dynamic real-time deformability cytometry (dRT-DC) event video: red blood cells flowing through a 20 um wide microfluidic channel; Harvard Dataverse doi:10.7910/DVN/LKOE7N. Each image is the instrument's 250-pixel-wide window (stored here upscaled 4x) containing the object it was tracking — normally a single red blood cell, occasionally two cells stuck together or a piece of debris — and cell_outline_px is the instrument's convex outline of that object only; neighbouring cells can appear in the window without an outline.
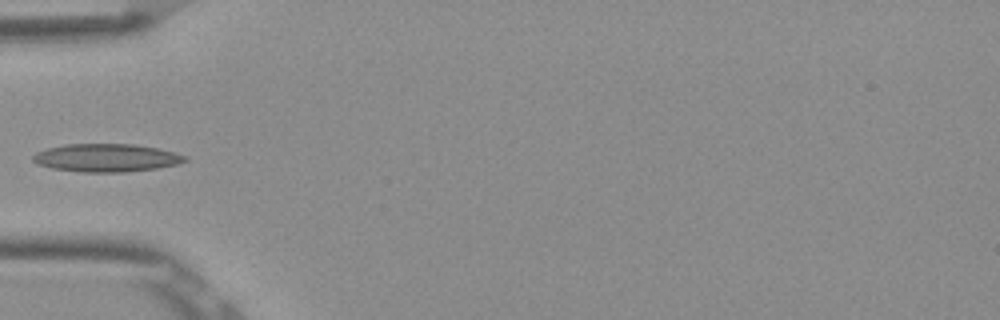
{"species": "Egyptian fruit bat (a non-hibernating species)", "species_latin": "Rousettus aegyptiacus", "temperature_condition": "room temperature", "stored_images_in_passage": 5, "camera_frame_rate_fps": 3000, "um_per_image_px": 0.085, "frame": {"image": 1, "passage_image": 4, "time_ms": 1.0, "image_size_px": [1000, 320], "cell_outline_px": [[188, 160], [176, 164], [156, 168], [124, 172], [84, 172], [52, 168], [36, 164], [32, 160], [32, 156], [36, 152], [48, 148], [64, 144], [132, 144], [156, 148], [176, 152], [184, 156]], "centroid_in_image_um": [9.0, 13.41], "position_along_channel_um": 76.0, "area_um2": 24.68}}
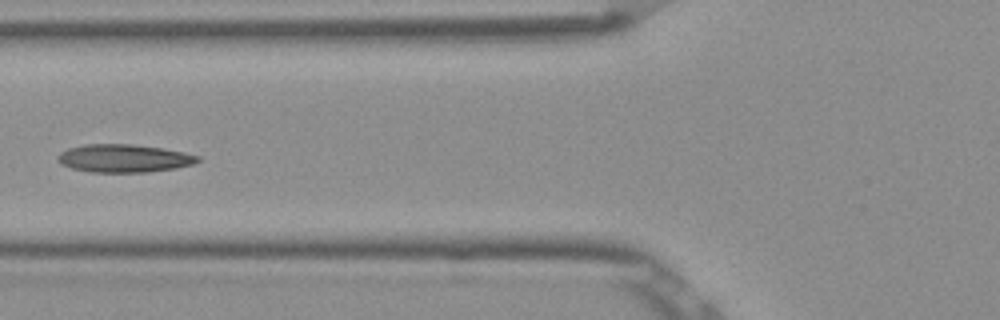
{"frame": {"image": 2, "passage_image": 5, "time_ms": 1.333, "image_size_px": [1000, 320], "cell_outline_px": [[200, 160], [192, 164], [176, 168], [148, 172], [92, 172], [72, 168], [60, 164], [56, 156], [60, 152], [68, 148], [84, 144], [132, 144], [164, 148], [184, 152], [200, 156]], "centroid_in_image_um": [10.53, 13.45], "position_along_channel_um": 115.3, "area_um2": 22.95}}